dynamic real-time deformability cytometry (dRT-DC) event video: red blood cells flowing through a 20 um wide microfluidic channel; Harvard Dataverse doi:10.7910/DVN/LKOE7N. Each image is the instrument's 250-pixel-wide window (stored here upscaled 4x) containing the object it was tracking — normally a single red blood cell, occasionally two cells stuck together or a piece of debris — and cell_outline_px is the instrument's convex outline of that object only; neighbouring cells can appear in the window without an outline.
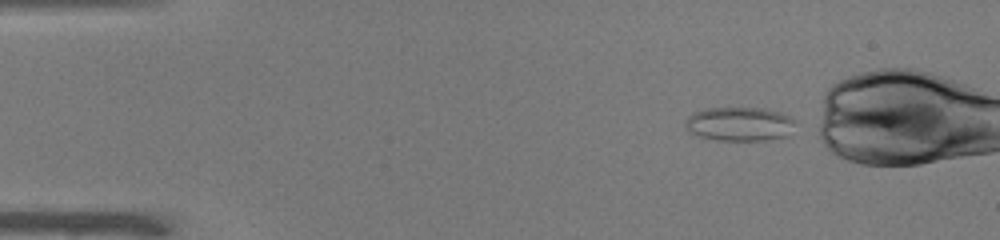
{"species": "common noctule bat (a hibernating species)", "species_latin": "Nyctalus noctula", "temperature_condition": "warm", "stored_images_in_passage": 46, "camera_frame_rate_fps": 3000, "um_per_image_px": 0.085, "animal": {"sex": "male", "body_mass_g": 19.0, "forearm_length_mm": 50.8}, "frame": {"image": 1, "passage_image": 1, "time_ms": 0.0, "image_size_px": [1000, 240], "cell_outline_px": [[796, 120], [788, 136], [764, 140], [716, 140], [696, 136], [688, 132], [684, 124], [688, 116], [692, 112], [704, 108], [764, 108], [780, 112]], "centroid_in_image_um": [62.81, 10.54], "position_along_channel_um": 22.2, "area_um2": 22.02}}
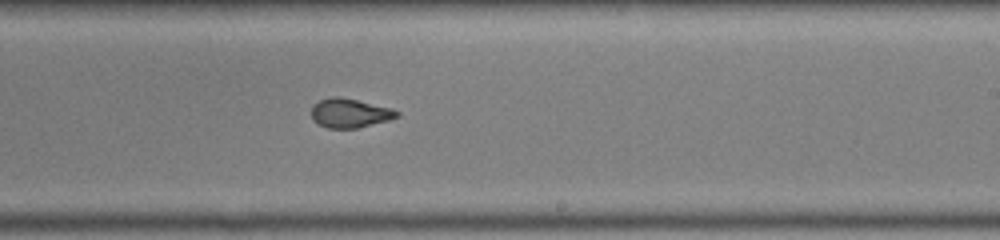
{"frame": {"image": 2, "passage_image": 25, "time_ms": 8.0, "image_size_px": [1000, 240], "cell_outline_px": [[400, 116], [388, 120], [356, 128], [328, 128], [312, 120], [312, 104], [328, 96], [340, 96], [392, 108], [400, 112]], "centroid_in_image_um": [29.72, 9.59], "position_along_channel_um": 259.3, "area_um2": 14.57}}
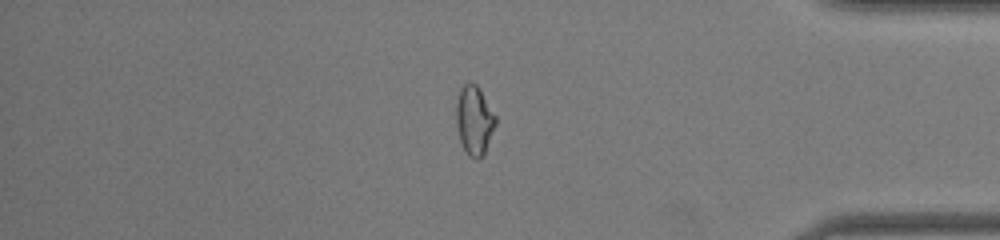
{"frame": {"image": 3, "passage_image": 37, "time_ms": 12.0, "image_size_px": [1000, 240], "cell_outline_px": [[496, 124], [484, 152], [476, 160], [468, 156], [460, 140], [456, 124], [456, 104], [460, 88], [468, 80], [472, 80], [480, 88], [496, 116]], "centroid_in_image_um": [40.3, 10.16], "position_along_channel_um": 394.9, "area_um2": 15.9}, "authors_computed_cell_mechanics": {"area_um2": 15.6638, "velocity_mm_per_s": 4.0158, "shape_relaxation_time_tau1_ms": null, "shape_relaxation_time_tau2_ms": 1.2663, "deformation_change_tau1": null, "deformation_change_tau2": 0.0533}}